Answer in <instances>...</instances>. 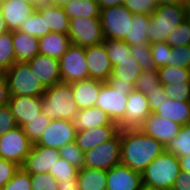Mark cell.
Here are the masks:
<instances>
[{
	"label": "cell",
	"instance_id": "5bb4252c",
	"mask_svg": "<svg viewBox=\"0 0 190 190\" xmlns=\"http://www.w3.org/2000/svg\"><path fill=\"white\" fill-rule=\"evenodd\" d=\"M60 159L58 149L33 144L31 151L21 166L30 175L49 173L51 167Z\"/></svg>",
	"mask_w": 190,
	"mask_h": 190
},
{
	"label": "cell",
	"instance_id": "9f6ffc18",
	"mask_svg": "<svg viewBox=\"0 0 190 190\" xmlns=\"http://www.w3.org/2000/svg\"><path fill=\"white\" fill-rule=\"evenodd\" d=\"M100 9L112 7V6H118L122 5L124 3V0H98Z\"/></svg>",
	"mask_w": 190,
	"mask_h": 190
},
{
	"label": "cell",
	"instance_id": "ba28073f",
	"mask_svg": "<svg viewBox=\"0 0 190 190\" xmlns=\"http://www.w3.org/2000/svg\"><path fill=\"white\" fill-rule=\"evenodd\" d=\"M133 15L123 4L102 8L99 18L104 38L124 40L126 35H129Z\"/></svg>",
	"mask_w": 190,
	"mask_h": 190
},
{
	"label": "cell",
	"instance_id": "681fc988",
	"mask_svg": "<svg viewBox=\"0 0 190 190\" xmlns=\"http://www.w3.org/2000/svg\"><path fill=\"white\" fill-rule=\"evenodd\" d=\"M20 168L15 162L0 158V189H2Z\"/></svg>",
	"mask_w": 190,
	"mask_h": 190
},
{
	"label": "cell",
	"instance_id": "f907efd6",
	"mask_svg": "<svg viewBox=\"0 0 190 190\" xmlns=\"http://www.w3.org/2000/svg\"><path fill=\"white\" fill-rule=\"evenodd\" d=\"M15 118L10 107L4 106L0 108V136L17 127Z\"/></svg>",
	"mask_w": 190,
	"mask_h": 190
},
{
	"label": "cell",
	"instance_id": "484cf974",
	"mask_svg": "<svg viewBox=\"0 0 190 190\" xmlns=\"http://www.w3.org/2000/svg\"><path fill=\"white\" fill-rule=\"evenodd\" d=\"M16 61L27 62L39 54V38L18 30L12 31Z\"/></svg>",
	"mask_w": 190,
	"mask_h": 190
},
{
	"label": "cell",
	"instance_id": "ffe728a7",
	"mask_svg": "<svg viewBox=\"0 0 190 190\" xmlns=\"http://www.w3.org/2000/svg\"><path fill=\"white\" fill-rule=\"evenodd\" d=\"M120 131L118 124L104 125L98 128L78 131L76 145L85 153L96 146L113 139Z\"/></svg>",
	"mask_w": 190,
	"mask_h": 190
},
{
	"label": "cell",
	"instance_id": "7a4b0ae2",
	"mask_svg": "<svg viewBox=\"0 0 190 190\" xmlns=\"http://www.w3.org/2000/svg\"><path fill=\"white\" fill-rule=\"evenodd\" d=\"M42 112L51 120L72 121L79 112L74 100L72 84L60 82L47 87L42 96Z\"/></svg>",
	"mask_w": 190,
	"mask_h": 190
},
{
	"label": "cell",
	"instance_id": "7bdbcfd3",
	"mask_svg": "<svg viewBox=\"0 0 190 190\" xmlns=\"http://www.w3.org/2000/svg\"><path fill=\"white\" fill-rule=\"evenodd\" d=\"M150 49L155 69L169 66L171 47L166 43V41L150 44Z\"/></svg>",
	"mask_w": 190,
	"mask_h": 190
},
{
	"label": "cell",
	"instance_id": "03108f58",
	"mask_svg": "<svg viewBox=\"0 0 190 190\" xmlns=\"http://www.w3.org/2000/svg\"><path fill=\"white\" fill-rule=\"evenodd\" d=\"M5 76V70L0 66V77Z\"/></svg>",
	"mask_w": 190,
	"mask_h": 190
},
{
	"label": "cell",
	"instance_id": "7dc6e473",
	"mask_svg": "<svg viewBox=\"0 0 190 190\" xmlns=\"http://www.w3.org/2000/svg\"><path fill=\"white\" fill-rule=\"evenodd\" d=\"M163 88L169 99L190 102V82L178 85L164 84Z\"/></svg>",
	"mask_w": 190,
	"mask_h": 190
},
{
	"label": "cell",
	"instance_id": "bcb514c9",
	"mask_svg": "<svg viewBox=\"0 0 190 190\" xmlns=\"http://www.w3.org/2000/svg\"><path fill=\"white\" fill-rule=\"evenodd\" d=\"M32 190H58V181L50 173L30 175Z\"/></svg>",
	"mask_w": 190,
	"mask_h": 190
},
{
	"label": "cell",
	"instance_id": "89a4df30",
	"mask_svg": "<svg viewBox=\"0 0 190 190\" xmlns=\"http://www.w3.org/2000/svg\"><path fill=\"white\" fill-rule=\"evenodd\" d=\"M87 1H90V2H97L98 0H87Z\"/></svg>",
	"mask_w": 190,
	"mask_h": 190
},
{
	"label": "cell",
	"instance_id": "603a6c76",
	"mask_svg": "<svg viewBox=\"0 0 190 190\" xmlns=\"http://www.w3.org/2000/svg\"><path fill=\"white\" fill-rule=\"evenodd\" d=\"M71 84L74 100L79 110L95 106L103 81L88 78Z\"/></svg>",
	"mask_w": 190,
	"mask_h": 190
},
{
	"label": "cell",
	"instance_id": "ac0fdd59",
	"mask_svg": "<svg viewBox=\"0 0 190 190\" xmlns=\"http://www.w3.org/2000/svg\"><path fill=\"white\" fill-rule=\"evenodd\" d=\"M141 172L118 164L107 171L106 190H141Z\"/></svg>",
	"mask_w": 190,
	"mask_h": 190
},
{
	"label": "cell",
	"instance_id": "6125c7cd",
	"mask_svg": "<svg viewBox=\"0 0 190 190\" xmlns=\"http://www.w3.org/2000/svg\"><path fill=\"white\" fill-rule=\"evenodd\" d=\"M7 31H9V30L6 27L4 19L2 18V14L0 13V35Z\"/></svg>",
	"mask_w": 190,
	"mask_h": 190
},
{
	"label": "cell",
	"instance_id": "7c38bea8",
	"mask_svg": "<svg viewBox=\"0 0 190 190\" xmlns=\"http://www.w3.org/2000/svg\"><path fill=\"white\" fill-rule=\"evenodd\" d=\"M76 133L77 131L72 121L54 119L51 120L35 144L59 150L66 144L74 142Z\"/></svg>",
	"mask_w": 190,
	"mask_h": 190
},
{
	"label": "cell",
	"instance_id": "d590c367",
	"mask_svg": "<svg viewBox=\"0 0 190 190\" xmlns=\"http://www.w3.org/2000/svg\"><path fill=\"white\" fill-rule=\"evenodd\" d=\"M103 43L112 66L117 65V60L131 56L130 46L124 40L105 39Z\"/></svg>",
	"mask_w": 190,
	"mask_h": 190
},
{
	"label": "cell",
	"instance_id": "836d02e7",
	"mask_svg": "<svg viewBox=\"0 0 190 190\" xmlns=\"http://www.w3.org/2000/svg\"><path fill=\"white\" fill-rule=\"evenodd\" d=\"M19 30L37 38L44 37L50 33V30H46L45 18L36 8L27 18L25 23H22Z\"/></svg>",
	"mask_w": 190,
	"mask_h": 190
},
{
	"label": "cell",
	"instance_id": "8fae6325",
	"mask_svg": "<svg viewBox=\"0 0 190 190\" xmlns=\"http://www.w3.org/2000/svg\"><path fill=\"white\" fill-rule=\"evenodd\" d=\"M62 82L72 83L89 78L85 48L71 44L59 59Z\"/></svg>",
	"mask_w": 190,
	"mask_h": 190
},
{
	"label": "cell",
	"instance_id": "f546056e",
	"mask_svg": "<svg viewBox=\"0 0 190 190\" xmlns=\"http://www.w3.org/2000/svg\"><path fill=\"white\" fill-rule=\"evenodd\" d=\"M150 29V15L134 14L133 21H130L129 35L124 41L129 46H134L140 42H149L148 34Z\"/></svg>",
	"mask_w": 190,
	"mask_h": 190
},
{
	"label": "cell",
	"instance_id": "ee69618b",
	"mask_svg": "<svg viewBox=\"0 0 190 190\" xmlns=\"http://www.w3.org/2000/svg\"><path fill=\"white\" fill-rule=\"evenodd\" d=\"M123 5L132 14L152 15L158 7L157 0H124Z\"/></svg>",
	"mask_w": 190,
	"mask_h": 190
},
{
	"label": "cell",
	"instance_id": "6da1fadb",
	"mask_svg": "<svg viewBox=\"0 0 190 190\" xmlns=\"http://www.w3.org/2000/svg\"><path fill=\"white\" fill-rule=\"evenodd\" d=\"M121 164L143 172L147 166L165 151V146L140 129H121Z\"/></svg>",
	"mask_w": 190,
	"mask_h": 190
},
{
	"label": "cell",
	"instance_id": "d4e9b609",
	"mask_svg": "<svg viewBox=\"0 0 190 190\" xmlns=\"http://www.w3.org/2000/svg\"><path fill=\"white\" fill-rule=\"evenodd\" d=\"M70 45L68 33L50 32L39 38V54L59 60Z\"/></svg>",
	"mask_w": 190,
	"mask_h": 190
},
{
	"label": "cell",
	"instance_id": "680465c9",
	"mask_svg": "<svg viewBox=\"0 0 190 190\" xmlns=\"http://www.w3.org/2000/svg\"><path fill=\"white\" fill-rule=\"evenodd\" d=\"M70 0H43L44 4H51L59 7H64Z\"/></svg>",
	"mask_w": 190,
	"mask_h": 190
},
{
	"label": "cell",
	"instance_id": "db71d44e",
	"mask_svg": "<svg viewBox=\"0 0 190 190\" xmlns=\"http://www.w3.org/2000/svg\"><path fill=\"white\" fill-rule=\"evenodd\" d=\"M10 100V93L5 76L0 77V108L7 106Z\"/></svg>",
	"mask_w": 190,
	"mask_h": 190
},
{
	"label": "cell",
	"instance_id": "91938a15",
	"mask_svg": "<svg viewBox=\"0 0 190 190\" xmlns=\"http://www.w3.org/2000/svg\"><path fill=\"white\" fill-rule=\"evenodd\" d=\"M158 5L170 4V5H183V0H157Z\"/></svg>",
	"mask_w": 190,
	"mask_h": 190
},
{
	"label": "cell",
	"instance_id": "52a82bcc",
	"mask_svg": "<svg viewBox=\"0 0 190 190\" xmlns=\"http://www.w3.org/2000/svg\"><path fill=\"white\" fill-rule=\"evenodd\" d=\"M69 24L68 36L73 45L86 48L105 40L100 18L76 17L70 19Z\"/></svg>",
	"mask_w": 190,
	"mask_h": 190
},
{
	"label": "cell",
	"instance_id": "7402d4cb",
	"mask_svg": "<svg viewBox=\"0 0 190 190\" xmlns=\"http://www.w3.org/2000/svg\"><path fill=\"white\" fill-rule=\"evenodd\" d=\"M141 72V66L133 56L123 58L117 60V65L113 66L108 82L112 85L133 87Z\"/></svg>",
	"mask_w": 190,
	"mask_h": 190
},
{
	"label": "cell",
	"instance_id": "816d5d0a",
	"mask_svg": "<svg viewBox=\"0 0 190 190\" xmlns=\"http://www.w3.org/2000/svg\"><path fill=\"white\" fill-rule=\"evenodd\" d=\"M146 97L149 102L151 113L155 112L159 108V105L163 104V102L169 99L162 84L158 87V89L149 91V93L146 94Z\"/></svg>",
	"mask_w": 190,
	"mask_h": 190
},
{
	"label": "cell",
	"instance_id": "9c48e42d",
	"mask_svg": "<svg viewBox=\"0 0 190 190\" xmlns=\"http://www.w3.org/2000/svg\"><path fill=\"white\" fill-rule=\"evenodd\" d=\"M121 163V136L119 133L84 153V167L108 171Z\"/></svg>",
	"mask_w": 190,
	"mask_h": 190
},
{
	"label": "cell",
	"instance_id": "9a60e30c",
	"mask_svg": "<svg viewBox=\"0 0 190 190\" xmlns=\"http://www.w3.org/2000/svg\"><path fill=\"white\" fill-rule=\"evenodd\" d=\"M89 78L109 81L113 66L104 43L85 48Z\"/></svg>",
	"mask_w": 190,
	"mask_h": 190
},
{
	"label": "cell",
	"instance_id": "e7e4bbea",
	"mask_svg": "<svg viewBox=\"0 0 190 190\" xmlns=\"http://www.w3.org/2000/svg\"><path fill=\"white\" fill-rule=\"evenodd\" d=\"M183 6L187 12H190V0H183Z\"/></svg>",
	"mask_w": 190,
	"mask_h": 190
},
{
	"label": "cell",
	"instance_id": "e0dca14e",
	"mask_svg": "<svg viewBox=\"0 0 190 190\" xmlns=\"http://www.w3.org/2000/svg\"><path fill=\"white\" fill-rule=\"evenodd\" d=\"M8 106L18 126L22 127L30 120L39 117L42 112V97L12 95Z\"/></svg>",
	"mask_w": 190,
	"mask_h": 190
},
{
	"label": "cell",
	"instance_id": "cb8c5ba5",
	"mask_svg": "<svg viewBox=\"0 0 190 190\" xmlns=\"http://www.w3.org/2000/svg\"><path fill=\"white\" fill-rule=\"evenodd\" d=\"M72 123L77 132L98 128L104 125L116 124L105 111L95 106L79 110L73 117Z\"/></svg>",
	"mask_w": 190,
	"mask_h": 190
},
{
	"label": "cell",
	"instance_id": "6f0895ef",
	"mask_svg": "<svg viewBox=\"0 0 190 190\" xmlns=\"http://www.w3.org/2000/svg\"><path fill=\"white\" fill-rule=\"evenodd\" d=\"M181 171L190 172V156L178 157Z\"/></svg>",
	"mask_w": 190,
	"mask_h": 190
},
{
	"label": "cell",
	"instance_id": "e575fe53",
	"mask_svg": "<svg viewBox=\"0 0 190 190\" xmlns=\"http://www.w3.org/2000/svg\"><path fill=\"white\" fill-rule=\"evenodd\" d=\"M16 62L12 31L0 35V66L6 71Z\"/></svg>",
	"mask_w": 190,
	"mask_h": 190
},
{
	"label": "cell",
	"instance_id": "83f0119b",
	"mask_svg": "<svg viewBox=\"0 0 190 190\" xmlns=\"http://www.w3.org/2000/svg\"><path fill=\"white\" fill-rule=\"evenodd\" d=\"M153 113L182 126L190 123V102L167 99Z\"/></svg>",
	"mask_w": 190,
	"mask_h": 190
},
{
	"label": "cell",
	"instance_id": "a7ac6f4b",
	"mask_svg": "<svg viewBox=\"0 0 190 190\" xmlns=\"http://www.w3.org/2000/svg\"><path fill=\"white\" fill-rule=\"evenodd\" d=\"M2 2L3 0H0V12H1V7H2Z\"/></svg>",
	"mask_w": 190,
	"mask_h": 190
},
{
	"label": "cell",
	"instance_id": "5b68a950",
	"mask_svg": "<svg viewBox=\"0 0 190 190\" xmlns=\"http://www.w3.org/2000/svg\"><path fill=\"white\" fill-rule=\"evenodd\" d=\"M10 96L42 97L46 87L31 71L27 62L16 61L5 71Z\"/></svg>",
	"mask_w": 190,
	"mask_h": 190
},
{
	"label": "cell",
	"instance_id": "277c9868",
	"mask_svg": "<svg viewBox=\"0 0 190 190\" xmlns=\"http://www.w3.org/2000/svg\"><path fill=\"white\" fill-rule=\"evenodd\" d=\"M183 5L160 4L150 15L149 44L166 41L167 36L186 20Z\"/></svg>",
	"mask_w": 190,
	"mask_h": 190
},
{
	"label": "cell",
	"instance_id": "8992f818",
	"mask_svg": "<svg viewBox=\"0 0 190 190\" xmlns=\"http://www.w3.org/2000/svg\"><path fill=\"white\" fill-rule=\"evenodd\" d=\"M133 87L112 85L108 81L103 82L95 107L105 111L111 120L118 124L124 117L128 95Z\"/></svg>",
	"mask_w": 190,
	"mask_h": 190
},
{
	"label": "cell",
	"instance_id": "60d3db41",
	"mask_svg": "<svg viewBox=\"0 0 190 190\" xmlns=\"http://www.w3.org/2000/svg\"><path fill=\"white\" fill-rule=\"evenodd\" d=\"M60 158L65 159L78 170L84 167V152L76 145V142L66 144L59 149Z\"/></svg>",
	"mask_w": 190,
	"mask_h": 190
},
{
	"label": "cell",
	"instance_id": "d6a6232c",
	"mask_svg": "<svg viewBox=\"0 0 190 190\" xmlns=\"http://www.w3.org/2000/svg\"><path fill=\"white\" fill-rule=\"evenodd\" d=\"M157 73L162 85L172 83L178 85L190 82V69L169 65L157 69Z\"/></svg>",
	"mask_w": 190,
	"mask_h": 190
},
{
	"label": "cell",
	"instance_id": "2e32d148",
	"mask_svg": "<svg viewBox=\"0 0 190 190\" xmlns=\"http://www.w3.org/2000/svg\"><path fill=\"white\" fill-rule=\"evenodd\" d=\"M180 128L181 125L178 123L151 113L139 129L166 146L169 141L178 135Z\"/></svg>",
	"mask_w": 190,
	"mask_h": 190
},
{
	"label": "cell",
	"instance_id": "be15d7a7",
	"mask_svg": "<svg viewBox=\"0 0 190 190\" xmlns=\"http://www.w3.org/2000/svg\"><path fill=\"white\" fill-rule=\"evenodd\" d=\"M141 190H167V189L152 187L148 185H142Z\"/></svg>",
	"mask_w": 190,
	"mask_h": 190
},
{
	"label": "cell",
	"instance_id": "f1b7e54d",
	"mask_svg": "<svg viewBox=\"0 0 190 190\" xmlns=\"http://www.w3.org/2000/svg\"><path fill=\"white\" fill-rule=\"evenodd\" d=\"M78 190H106L107 171L83 167L77 174Z\"/></svg>",
	"mask_w": 190,
	"mask_h": 190
},
{
	"label": "cell",
	"instance_id": "f5cc1de1",
	"mask_svg": "<svg viewBox=\"0 0 190 190\" xmlns=\"http://www.w3.org/2000/svg\"><path fill=\"white\" fill-rule=\"evenodd\" d=\"M172 190H190V172L181 171L175 180Z\"/></svg>",
	"mask_w": 190,
	"mask_h": 190
},
{
	"label": "cell",
	"instance_id": "74e56055",
	"mask_svg": "<svg viewBox=\"0 0 190 190\" xmlns=\"http://www.w3.org/2000/svg\"><path fill=\"white\" fill-rule=\"evenodd\" d=\"M160 85L161 83L159 81L157 69L144 70L137 78L133 89L146 95L147 93H149V91H152L153 89H158Z\"/></svg>",
	"mask_w": 190,
	"mask_h": 190
},
{
	"label": "cell",
	"instance_id": "f6af8a7d",
	"mask_svg": "<svg viewBox=\"0 0 190 190\" xmlns=\"http://www.w3.org/2000/svg\"><path fill=\"white\" fill-rule=\"evenodd\" d=\"M169 65L190 69V45L171 47Z\"/></svg>",
	"mask_w": 190,
	"mask_h": 190
},
{
	"label": "cell",
	"instance_id": "3957f363",
	"mask_svg": "<svg viewBox=\"0 0 190 190\" xmlns=\"http://www.w3.org/2000/svg\"><path fill=\"white\" fill-rule=\"evenodd\" d=\"M180 172L178 157L164 151L141 173L142 185L172 190Z\"/></svg>",
	"mask_w": 190,
	"mask_h": 190
},
{
	"label": "cell",
	"instance_id": "44dd1931",
	"mask_svg": "<svg viewBox=\"0 0 190 190\" xmlns=\"http://www.w3.org/2000/svg\"><path fill=\"white\" fill-rule=\"evenodd\" d=\"M34 9L32 5L20 0H3L0 13L8 30L13 31L20 29Z\"/></svg>",
	"mask_w": 190,
	"mask_h": 190
},
{
	"label": "cell",
	"instance_id": "1f68e13d",
	"mask_svg": "<svg viewBox=\"0 0 190 190\" xmlns=\"http://www.w3.org/2000/svg\"><path fill=\"white\" fill-rule=\"evenodd\" d=\"M165 152L176 157L190 156V123L181 126L178 135L166 144Z\"/></svg>",
	"mask_w": 190,
	"mask_h": 190
},
{
	"label": "cell",
	"instance_id": "d6986e66",
	"mask_svg": "<svg viewBox=\"0 0 190 190\" xmlns=\"http://www.w3.org/2000/svg\"><path fill=\"white\" fill-rule=\"evenodd\" d=\"M27 63L46 88L62 82L59 60L38 54Z\"/></svg>",
	"mask_w": 190,
	"mask_h": 190
},
{
	"label": "cell",
	"instance_id": "4316f807",
	"mask_svg": "<svg viewBox=\"0 0 190 190\" xmlns=\"http://www.w3.org/2000/svg\"><path fill=\"white\" fill-rule=\"evenodd\" d=\"M36 9L45 18L46 30L57 33H68L70 19L63 7L43 3Z\"/></svg>",
	"mask_w": 190,
	"mask_h": 190
},
{
	"label": "cell",
	"instance_id": "c3c4849f",
	"mask_svg": "<svg viewBox=\"0 0 190 190\" xmlns=\"http://www.w3.org/2000/svg\"><path fill=\"white\" fill-rule=\"evenodd\" d=\"M30 174L20 167L3 190H32Z\"/></svg>",
	"mask_w": 190,
	"mask_h": 190
},
{
	"label": "cell",
	"instance_id": "003e7915",
	"mask_svg": "<svg viewBox=\"0 0 190 190\" xmlns=\"http://www.w3.org/2000/svg\"><path fill=\"white\" fill-rule=\"evenodd\" d=\"M186 20H187V22L190 24V12H187Z\"/></svg>",
	"mask_w": 190,
	"mask_h": 190
},
{
	"label": "cell",
	"instance_id": "b9f144b4",
	"mask_svg": "<svg viewBox=\"0 0 190 190\" xmlns=\"http://www.w3.org/2000/svg\"><path fill=\"white\" fill-rule=\"evenodd\" d=\"M166 43L170 47H181L190 45V24L185 20L168 34Z\"/></svg>",
	"mask_w": 190,
	"mask_h": 190
},
{
	"label": "cell",
	"instance_id": "30bf717a",
	"mask_svg": "<svg viewBox=\"0 0 190 190\" xmlns=\"http://www.w3.org/2000/svg\"><path fill=\"white\" fill-rule=\"evenodd\" d=\"M32 146L33 143L28 139L22 127L17 126L0 136V158L15 162L21 167Z\"/></svg>",
	"mask_w": 190,
	"mask_h": 190
},
{
	"label": "cell",
	"instance_id": "8d00e7d4",
	"mask_svg": "<svg viewBox=\"0 0 190 190\" xmlns=\"http://www.w3.org/2000/svg\"><path fill=\"white\" fill-rule=\"evenodd\" d=\"M51 119L48 118L43 112L39 114V117H36L30 120V123H26L22 126V129L28 139L35 144L41 137V134L44 132L46 127L50 124Z\"/></svg>",
	"mask_w": 190,
	"mask_h": 190
},
{
	"label": "cell",
	"instance_id": "4fadbf2b",
	"mask_svg": "<svg viewBox=\"0 0 190 190\" xmlns=\"http://www.w3.org/2000/svg\"><path fill=\"white\" fill-rule=\"evenodd\" d=\"M150 114L151 110L146 95L133 89L128 95L124 117L118 126L120 130L139 129Z\"/></svg>",
	"mask_w": 190,
	"mask_h": 190
},
{
	"label": "cell",
	"instance_id": "94428289",
	"mask_svg": "<svg viewBox=\"0 0 190 190\" xmlns=\"http://www.w3.org/2000/svg\"><path fill=\"white\" fill-rule=\"evenodd\" d=\"M20 1L28 3L32 5L34 8H37L43 4V0H20Z\"/></svg>",
	"mask_w": 190,
	"mask_h": 190
},
{
	"label": "cell",
	"instance_id": "11a10c76",
	"mask_svg": "<svg viewBox=\"0 0 190 190\" xmlns=\"http://www.w3.org/2000/svg\"><path fill=\"white\" fill-rule=\"evenodd\" d=\"M58 190H78L77 177L71 182L58 183Z\"/></svg>",
	"mask_w": 190,
	"mask_h": 190
},
{
	"label": "cell",
	"instance_id": "f35d334b",
	"mask_svg": "<svg viewBox=\"0 0 190 190\" xmlns=\"http://www.w3.org/2000/svg\"><path fill=\"white\" fill-rule=\"evenodd\" d=\"M131 56H133L144 70H155L149 42H140L130 46Z\"/></svg>",
	"mask_w": 190,
	"mask_h": 190
},
{
	"label": "cell",
	"instance_id": "ab89813d",
	"mask_svg": "<svg viewBox=\"0 0 190 190\" xmlns=\"http://www.w3.org/2000/svg\"><path fill=\"white\" fill-rule=\"evenodd\" d=\"M49 173L54 176L58 183L71 182L77 177L78 169L65 159L60 158Z\"/></svg>",
	"mask_w": 190,
	"mask_h": 190
},
{
	"label": "cell",
	"instance_id": "4dcf8cb0",
	"mask_svg": "<svg viewBox=\"0 0 190 190\" xmlns=\"http://www.w3.org/2000/svg\"><path fill=\"white\" fill-rule=\"evenodd\" d=\"M63 8L69 19L76 17L99 18L101 12L98 2L87 0H70Z\"/></svg>",
	"mask_w": 190,
	"mask_h": 190
}]
</instances>
